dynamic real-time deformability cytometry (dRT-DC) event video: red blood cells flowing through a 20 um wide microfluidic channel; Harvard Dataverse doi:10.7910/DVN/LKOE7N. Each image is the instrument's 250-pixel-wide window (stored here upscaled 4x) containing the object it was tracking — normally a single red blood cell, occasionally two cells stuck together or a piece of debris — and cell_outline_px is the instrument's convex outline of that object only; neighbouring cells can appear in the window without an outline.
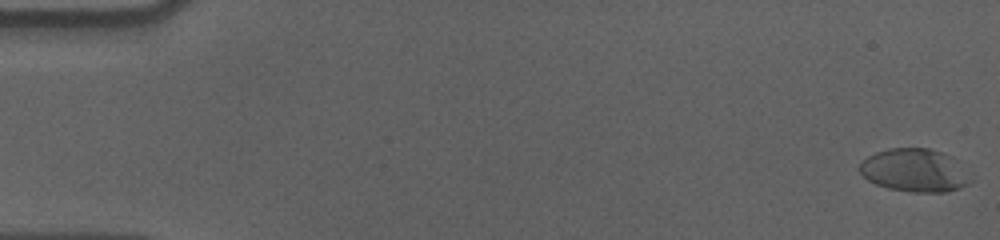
{"species": "human", "species_latin": "Homo sapiens", "temperature_condition": "cold", "stored_images_in_passage": 58, "camera_frame_rate_fps": 3000, "um_per_image_px": 0.085, "donor": {"sex": "male"}, "frame": {"image": 1, "passage_image": 1, "time_ms": 0.0, "image_size_px": [1000, 240], "cell_outline_px": [[972, 180], [968, 184], [960, 188], [948, 192], [912, 192], [888, 188], [876, 184], [868, 180], [856, 168], [868, 156], [876, 152], [888, 148], [928, 148], [940, 152], [948, 156]], "centroid_in_image_um": [77.66, 14.49], "position_along_channel_um": 7.3, "area_um2": 27.34}}
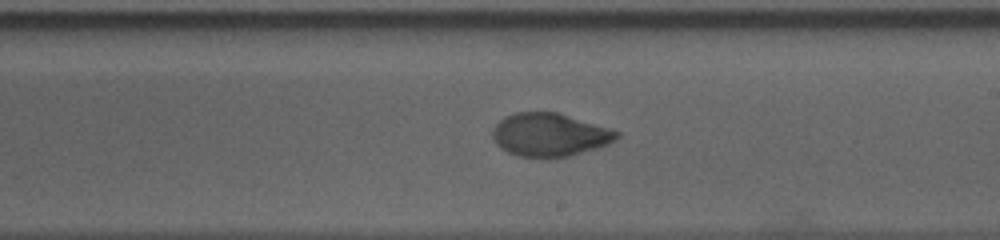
{"frame": {"image": 2, "passage_image": 34, "time_ms": 11.0, "image_size_px": [1000, 240], "cell_outline_px": [[620, 136], [616, 140], [608, 144], [596, 148], [568, 156], [516, 156], [500, 148], [496, 144], [492, 136], [492, 128], [504, 116], [516, 112], [556, 112], [608, 128], [620, 132]], "centroid_in_image_um": [46.68, 11.44], "position_along_channel_um": 242.3, "area_um2": 30.87}}
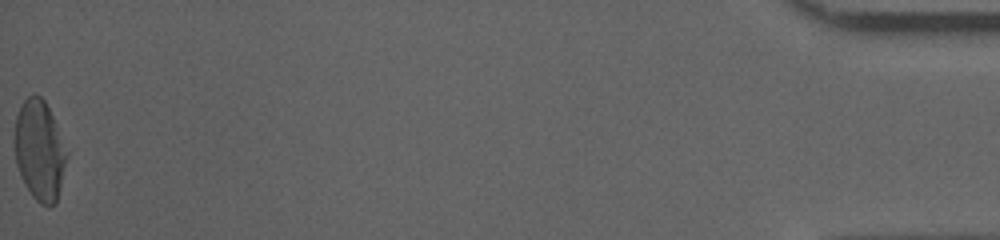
{"frame": {"image": 3, "passage_image": 58, "time_ms": 19.0, "image_size_px": [1000, 240], "cell_outline_px": [[68, 156], [56, 204], [48, 208], [40, 204], [32, 196], [24, 184], [20, 176], [16, 164], [16, 116], [24, 100], [32, 92], [40, 96], [44, 100], [52, 116], [68, 152]], "centroid_in_image_um": [3.38, 12.83], "position_along_channel_um": 431.8, "area_um2": 30.29}, "authors_computed_cell_mechanics": {"area_um2": 30.9519, "velocity_mm_per_s": 3.5833, "shape_relaxation_time_tau1_ms": 6.1501, "shape_relaxation_time_tau2_ms": 1.9208, "deformation_change_tau1": 0.2119, "deformation_change_tau2": 0.0427}}